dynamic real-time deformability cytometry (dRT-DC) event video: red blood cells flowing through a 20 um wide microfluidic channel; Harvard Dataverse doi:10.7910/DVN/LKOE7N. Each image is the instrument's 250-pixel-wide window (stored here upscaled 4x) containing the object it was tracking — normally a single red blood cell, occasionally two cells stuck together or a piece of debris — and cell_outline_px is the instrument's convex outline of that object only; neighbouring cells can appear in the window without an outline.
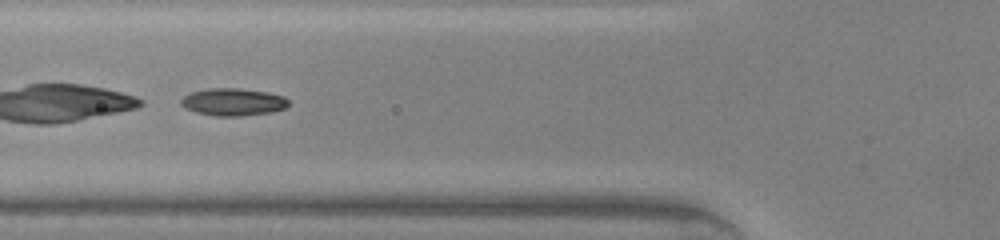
{"species": "common noctule bat (a hibernating species)", "species_latin": "Nyctalus noctula", "temperature_condition": "warm", "stored_images_in_passage": 46, "camera_frame_rate_fps": 3000, "um_per_image_px": 0.085, "animal": {"sex": "male", "body_mass_g": 20.0, "forearm_length_mm": 53.3}, "frame": {"image": 1, "passage_image": 17, "time_ms": 5.333, "image_size_px": [1000, 240], "cell_outline_px": [[288, 104], [284, 108], [272, 112], [240, 116], [216, 116], [196, 112], [184, 108], [180, 104], [180, 100], [184, 96], [192, 92], [212, 88], [236, 88], [268, 92], [284, 96], [288, 100]], "centroid_in_image_um": [19.8, 8.67], "position_along_channel_um": 106.0, "area_um2": 17.11}}
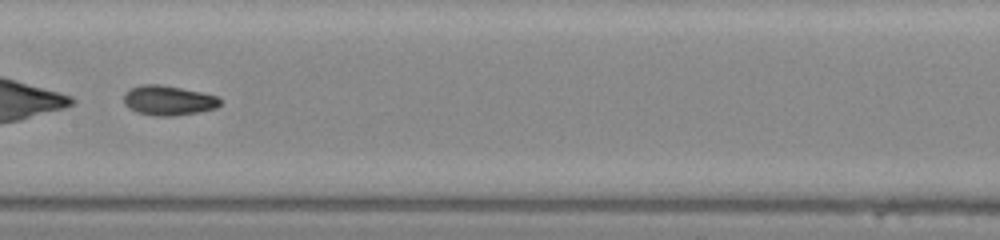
{"frame": {"image": 2, "passage_image": 23, "time_ms": 7.333, "image_size_px": [1000, 240], "cell_outline_px": [[220, 104], [216, 108], [200, 112], [176, 116], [156, 116], [136, 112], [128, 108], [124, 104], [124, 92], [140, 84], [160, 84], [200, 92], [216, 96], [220, 100]], "centroid_in_image_um": [14.27, 8.54], "position_along_channel_um": 193.1, "area_um2": 16.76}, "authors_computed_cell_mechanics": {"area_um2": 28.033, "velocity_mm_per_s": 4.3546, "shape_relaxation_time_tau1_ms": 7.1755, "shape_relaxation_time_tau2_ms": 1.5143, "deformation_change_tau1": 0.2186, "deformation_change_tau2": 0.0583}}